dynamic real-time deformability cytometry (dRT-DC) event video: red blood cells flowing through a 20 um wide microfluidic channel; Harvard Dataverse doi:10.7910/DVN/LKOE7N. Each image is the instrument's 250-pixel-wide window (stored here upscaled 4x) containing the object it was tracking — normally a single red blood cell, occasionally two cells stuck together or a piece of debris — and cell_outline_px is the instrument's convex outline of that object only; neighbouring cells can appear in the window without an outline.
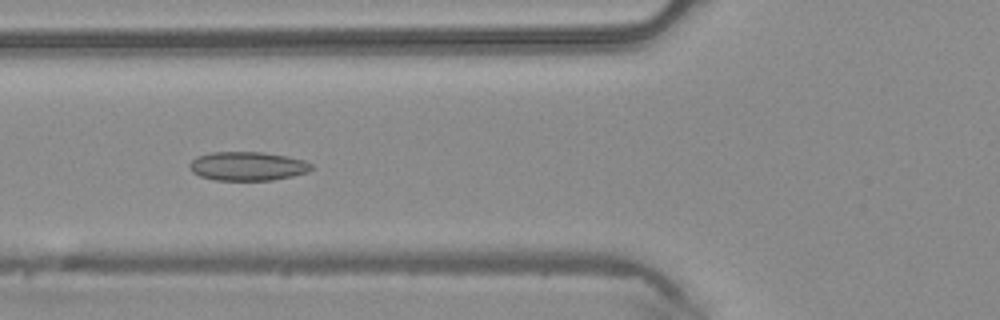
{"species": "common noctule bat (a hibernating species)", "species_latin": "Nyctalus noctula", "temperature_condition": "warm", "stored_images_in_passage": 47, "camera_frame_rate_fps": 3000, "um_per_image_px": 0.085, "animal": {"sex": "male", "body_mass_g": 20.4}, "frame": {"image": 1, "passage_image": 18, "time_ms": 5.667, "image_size_px": [1000, 320], "cell_outline_px": [[316, 168], [308, 172], [292, 176], [272, 180], [216, 180], [200, 176], [192, 172], [188, 164], [196, 156], [212, 152], [264, 152], [288, 156], [304, 160], [312, 164]], "centroid_in_image_um": [21.07, 14.12], "position_along_channel_um": 104.7, "area_um2": 20.69}}
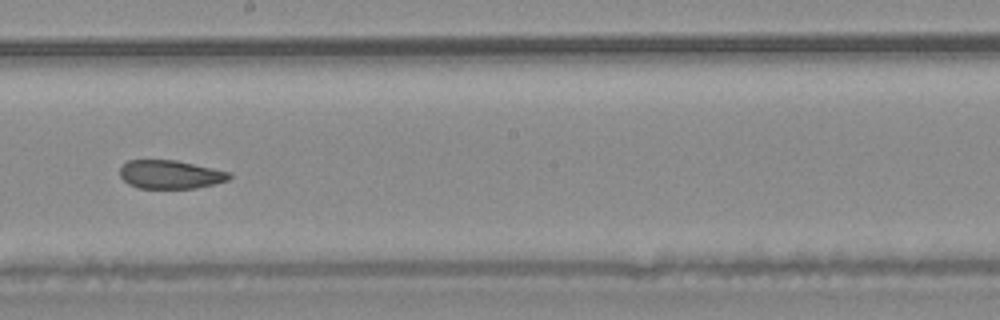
{"frame": {"image": 2, "passage_image": 27, "time_ms": 8.667, "image_size_px": [1000, 320], "cell_outline_px": [[232, 176], [228, 180], [196, 188], [136, 188], [128, 184], [120, 176], [120, 168], [128, 160], [176, 160], [228, 172]], "centroid_in_image_um": [14.43, 14.83], "position_along_channel_um": 233.8, "area_um2": 17.98}}
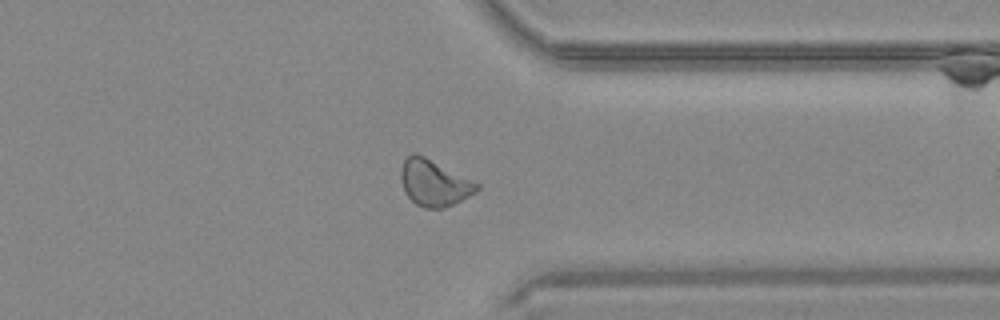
{"frame": {"image": 3, "passage_image": 37, "time_ms": 12.0, "image_size_px": [1000, 320], "cell_outline_px": [[480, 188], [476, 192], [444, 208], [424, 208], [416, 204], [404, 192], [400, 180], [400, 168], [404, 160], [412, 152], [416, 152], [480, 184]], "centroid_in_image_um": [36.86, 15.54], "position_along_channel_um": 374.5, "area_um2": 20.4}}